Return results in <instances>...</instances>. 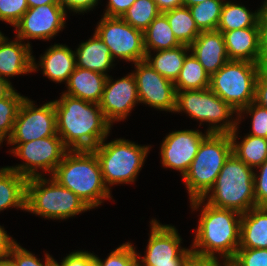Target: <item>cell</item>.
Masks as SVG:
<instances>
[{"label":"cell","instance_id":"cell-1","mask_svg":"<svg viewBox=\"0 0 267 266\" xmlns=\"http://www.w3.org/2000/svg\"><path fill=\"white\" fill-rule=\"evenodd\" d=\"M53 102L57 134L69 150L94 149L108 137L112 125L99 104L63 93Z\"/></svg>","mask_w":267,"mask_h":266},{"label":"cell","instance_id":"cell-2","mask_svg":"<svg viewBox=\"0 0 267 266\" xmlns=\"http://www.w3.org/2000/svg\"><path fill=\"white\" fill-rule=\"evenodd\" d=\"M190 202L193 211L203 204L191 246L193 254L218 257V253L219 257L231 260L240 245L241 214L204 203L202 198Z\"/></svg>","mask_w":267,"mask_h":266},{"label":"cell","instance_id":"cell-3","mask_svg":"<svg viewBox=\"0 0 267 266\" xmlns=\"http://www.w3.org/2000/svg\"><path fill=\"white\" fill-rule=\"evenodd\" d=\"M51 177L76 194L90 209L112 197L93 149L68 150Z\"/></svg>","mask_w":267,"mask_h":266},{"label":"cell","instance_id":"cell-4","mask_svg":"<svg viewBox=\"0 0 267 266\" xmlns=\"http://www.w3.org/2000/svg\"><path fill=\"white\" fill-rule=\"evenodd\" d=\"M202 199L214 207L234 210L240 214L256 207L254 170L232 152L213 187Z\"/></svg>","mask_w":267,"mask_h":266},{"label":"cell","instance_id":"cell-5","mask_svg":"<svg viewBox=\"0 0 267 266\" xmlns=\"http://www.w3.org/2000/svg\"><path fill=\"white\" fill-rule=\"evenodd\" d=\"M231 153L229 133H210L201 142L188 172L182 178L190 201L203 198L208 193Z\"/></svg>","mask_w":267,"mask_h":266},{"label":"cell","instance_id":"cell-6","mask_svg":"<svg viewBox=\"0 0 267 266\" xmlns=\"http://www.w3.org/2000/svg\"><path fill=\"white\" fill-rule=\"evenodd\" d=\"M90 208L54 178L31 177L26 183V210L46 219L65 220Z\"/></svg>","mask_w":267,"mask_h":266},{"label":"cell","instance_id":"cell-7","mask_svg":"<svg viewBox=\"0 0 267 266\" xmlns=\"http://www.w3.org/2000/svg\"><path fill=\"white\" fill-rule=\"evenodd\" d=\"M106 139L93 149L106 187L110 190L111 185L134 183L151 146L121 138L105 143Z\"/></svg>","mask_w":267,"mask_h":266},{"label":"cell","instance_id":"cell-8","mask_svg":"<svg viewBox=\"0 0 267 266\" xmlns=\"http://www.w3.org/2000/svg\"><path fill=\"white\" fill-rule=\"evenodd\" d=\"M260 67L249 61L229 60L210 77L209 88L238 113L255 101Z\"/></svg>","mask_w":267,"mask_h":266},{"label":"cell","instance_id":"cell-9","mask_svg":"<svg viewBox=\"0 0 267 266\" xmlns=\"http://www.w3.org/2000/svg\"><path fill=\"white\" fill-rule=\"evenodd\" d=\"M182 111L192 119L198 120L200 125L208 122L209 133H231L238 125L237 116L234 121L232 119L233 114H238L236 110L210 88L176 91L175 112Z\"/></svg>","mask_w":267,"mask_h":266},{"label":"cell","instance_id":"cell-10","mask_svg":"<svg viewBox=\"0 0 267 266\" xmlns=\"http://www.w3.org/2000/svg\"><path fill=\"white\" fill-rule=\"evenodd\" d=\"M8 144L15 146V148H11L10 152L23 160L20 165L8 167L27 179L43 176L38 169L52 175L69 150L59 136L44 137L26 143Z\"/></svg>","mask_w":267,"mask_h":266},{"label":"cell","instance_id":"cell-11","mask_svg":"<svg viewBox=\"0 0 267 266\" xmlns=\"http://www.w3.org/2000/svg\"><path fill=\"white\" fill-rule=\"evenodd\" d=\"M145 256L137 254L138 266H186L193 254L191 248L181 247V237L172 225L152 219Z\"/></svg>","mask_w":267,"mask_h":266},{"label":"cell","instance_id":"cell-12","mask_svg":"<svg viewBox=\"0 0 267 266\" xmlns=\"http://www.w3.org/2000/svg\"><path fill=\"white\" fill-rule=\"evenodd\" d=\"M95 33L108 46L112 58L129 62L146 59L143 31L125 22L121 17L103 15Z\"/></svg>","mask_w":267,"mask_h":266},{"label":"cell","instance_id":"cell-13","mask_svg":"<svg viewBox=\"0 0 267 266\" xmlns=\"http://www.w3.org/2000/svg\"><path fill=\"white\" fill-rule=\"evenodd\" d=\"M33 102L27 97L24 98L7 143H26L44 137L59 136L54 102H47L39 108Z\"/></svg>","mask_w":267,"mask_h":266},{"label":"cell","instance_id":"cell-14","mask_svg":"<svg viewBox=\"0 0 267 266\" xmlns=\"http://www.w3.org/2000/svg\"><path fill=\"white\" fill-rule=\"evenodd\" d=\"M132 72L137 83L140 103L160 111L175 112L176 90L174 82L163 77L147 61L134 63Z\"/></svg>","mask_w":267,"mask_h":266},{"label":"cell","instance_id":"cell-15","mask_svg":"<svg viewBox=\"0 0 267 266\" xmlns=\"http://www.w3.org/2000/svg\"><path fill=\"white\" fill-rule=\"evenodd\" d=\"M66 12L59 4L28 8L14 26L16 37L24 39H52L65 27Z\"/></svg>","mask_w":267,"mask_h":266},{"label":"cell","instance_id":"cell-16","mask_svg":"<svg viewBox=\"0 0 267 266\" xmlns=\"http://www.w3.org/2000/svg\"><path fill=\"white\" fill-rule=\"evenodd\" d=\"M199 130H178L169 133L161 144V164L165 168L178 170L182 178L198 153L201 142L209 135Z\"/></svg>","mask_w":267,"mask_h":266},{"label":"cell","instance_id":"cell-17","mask_svg":"<svg viewBox=\"0 0 267 266\" xmlns=\"http://www.w3.org/2000/svg\"><path fill=\"white\" fill-rule=\"evenodd\" d=\"M107 76L99 106L106 120L113 126L115 121L126 119L133 107L140 103L137 83L133 73L121 79Z\"/></svg>","mask_w":267,"mask_h":266},{"label":"cell","instance_id":"cell-18","mask_svg":"<svg viewBox=\"0 0 267 266\" xmlns=\"http://www.w3.org/2000/svg\"><path fill=\"white\" fill-rule=\"evenodd\" d=\"M189 47L210 77L229 61L223 33L218 30L200 32Z\"/></svg>","mask_w":267,"mask_h":266},{"label":"cell","instance_id":"cell-19","mask_svg":"<svg viewBox=\"0 0 267 266\" xmlns=\"http://www.w3.org/2000/svg\"><path fill=\"white\" fill-rule=\"evenodd\" d=\"M0 32V77H7L33 72V55L30 43H23L16 38L14 41Z\"/></svg>","mask_w":267,"mask_h":266},{"label":"cell","instance_id":"cell-20","mask_svg":"<svg viewBox=\"0 0 267 266\" xmlns=\"http://www.w3.org/2000/svg\"><path fill=\"white\" fill-rule=\"evenodd\" d=\"M33 72L41 68L43 75L56 83L68 82L69 76L76 69L75 52L66 45L54 44L40 57L36 64L33 56Z\"/></svg>","mask_w":267,"mask_h":266},{"label":"cell","instance_id":"cell-21","mask_svg":"<svg viewBox=\"0 0 267 266\" xmlns=\"http://www.w3.org/2000/svg\"><path fill=\"white\" fill-rule=\"evenodd\" d=\"M223 33L229 60L260 64L259 27H248Z\"/></svg>","mask_w":267,"mask_h":266},{"label":"cell","instance_id":"cell-22","mask_svg":"<svg viewBox=\"0 0 267 266\" xmlns=\"http://www.w3.org/2000/svg\"><path fill=\"white\" fill-rule=\"evenodd\" d=\"M106 79V75L76 67L69 76L67 90L63 94L99 104Z\"/></svg>","mask_w":267,"mask_h":266},{"label":"cell","instance_id":"cell-23","mask_svg":"<svg viewBox=\"0 0 267 266\" xmlns=\"http://www.w3.org/2000/svg\"><path fill=\"white\" fill-rule=\"evenodd\" d=\"M239 248L267 249V206H256L241 214Z\"/></svg>","mask_w":267,"mask_h":266},{"label":"cell","instance_id":"cell-24","mask_svg":"<svg viewBox=\"0 0 267 266\" xmlns=\"http://www.w3.org/2000/svg\"><path fill=\"white\" fill-rule=\"evenodd\" d=\"M75 52L76 67L88 69L108 76V69L114 66L108 46L94 32L92 38L82 42Z\"/></svg>","mask_w":267,"mask_h":266},{"label":"cell","instance_id":"cell-25","mask_svg":"<svg viewBox=\"0 0 267 266\" xmlns=\"http://www.w3.org/2000/svg\"><path fill=\"white\" fill-rule=\"evenodd\" d=\"M27 178L7 167L0 168V211L14 207L26 210Z\"/></svg>","mask_w":267,"mask_h":266},{"label":"cell","instance_id":"cell-26","mask_svg":"<svg viewBox=\"0 0 267 266\" xmlns=\"http://www.w3.org/2000/svg\"><path fill=\"white\" fill-rule=\"evenodd\" d=\"M238 126L229 133L232 152L250 168L255 169L267 160V138L247 134L238 142Z\"/></svg>","mask_w":267,"mask_h":266},{"label":"cell","instance_id":"cell-27","mask_svg":"<svg viewBox=\"0 0 267 266\" xmlns=\"http://www.w3.org/2000/svg\"><path fill=\"white\" fill-rule=\"evenodd\" d=\"M156 55L146 54V59L152 68L163 77L175 82L179 77L186 55L190 52V47L180 45L173 49L155 51Z\"/></svg>","mask_w":267,"mask_h":266},{"label":"cell","instance_id":"cell-28","mask_svg":"<svg viewBox=\"0 0 267 266\" xmlns=\"http://www.w3.org/2000/svg\"><path fill=\"white\" fill-rule=\"evenodd\" d=\"M144 47L146 54H151V51L173 49L181 44L174 36L167 17L160 13L143 32Z\"/></svg>","mask_w":267,"mask_h":266},{"label":"cell","instance_id":"cell-29","mask_svg":"<svg viewBox=\"0 0 267 266\" xmlns=\"http://www.w3.org/2000/svg\"><path fill=\"white\" fill-rule=\"evenodd\" d=\"M262 6L254 13L250 12L244 5L234 4L225 1L220 20L217 26L218 31H232L236 29L259 27L258 21Z\"/></svg>","mask_w":267,"mask_h":266},{"label":"cell","instance_id":"cell-30","mask_svg":"<svg viewBox=\"0 0 267 266\" xmlns=\"http://www.w3.org/2000/svg\"><path fill=\"white\" fill-rule=\"evenodd\" d=\"M163 14L167 17L171 30L181 45L190 46L200 34L188 7H176Z\"/></svg>","mask_w":267,"mask_h":266},{"label":"cell","instance_id":"cell-31","mask_svg":"<svg viewBox=\"0 0 267 266\" xmlns=\"http://www.w3.org/2000/svg\"><path fill=\"white\" fill-rule=\"evenodd\" d=\"M174 86L176 91L209 88L210 76L205 72L203 66L192 52L186 55Z\"/></svg>","mask_w":267,"mask_h":266},{"label":"cell","instance_id":"cell-32","mask_svg":"<svg viewBox=\"0 0 267 266\" xmlns=\"http://www.w3.org/2000/svg\"><path fill=\"white\" fill-rule=\"evenodd\" d=\"M224 3L223 0H206L189 7L200 32L217 30Z\"/></svg>","mask_w":267,"mask_h":266},{"label":"cell","instance_id":"cell-33","mask_svg":"<svg viewBox=\"0 0 267 266\" xmlns=\"http://www.w3.org/2000/svg\"><path fill=\"white\" fill-rule=\"evenodd\" d=\"M160 13L154 0H136L121 18L144 32Z\"/></svg>","mask_w":267,"mask_h":266},{"label":"cell","instance_id":"cell-34","mask_svg":"<svg viewBox=\"0 0 267 266\" xmlns=\"http://www.w3.org/2000/svg\"><path fill=\"white\" fill-rule=\"evenodd\" d=\"M25 96L14 89L7 97L0 100V146L12 134L15 119ZM6 138V139H5Z\"/></svg>","mask_w":267,"mask_h":266},{"label":"cell","instance_id":"cell-35","mask_svg":"<svg viewBox=\"0 0 267 266\" xmlns=\"http://www.w3.org/2000/svg\"><path fill=\"white\" fill-rule=\"evenodd\" d=\"M137 256L134 246L130 242H126L110 252L104 260L97 255H95V259L97 266H138Z\"/></svg>","mask_w":267,"mask_h":266},{"label":"cell","instance_id":"cell-36","mask_svg":"<svg viewBox=\"0 0 267 266\" xmlns=\"http://www.w3.org/2000/svg\"><path fill=\"white\" fill-rule=\"evenodd\" d=\"M242 113L251 116V132L249 135L267 138V109L251 102L237 114L238 125L242 120ZM241 118V119H240Z\"/></svg>","mask_w":267,"mask_h":266},{"label":"cell","instance_id":"cell-37","mask_svg":"<svg viewBox=\"0 0 267 266\" xmlns=\"http://www.w3.org/2000/svg\"><path fill=\"white\" fill-rule=\"evenodd\" d=\"M232 266H267V249L238 248Z\"/></svg>","mask_w":267,"mask_h":266},{"label":"cell","instance_id":"cell-38","mask_svg":"<svg viewBox=\"0 0 267 266\" xmlns=\"http://www.w3.org/2000/svg\"><path fill=\"white\" fill-rule=\"evenodd\" d=\"M28 8L27 0H0V21L14 27Z\"/></svg>","mask_w":267,"mask_h":266},{"label":"cell","instance_id":"cell-39","mask_svg":"<svg viewBox=\"0 0 267 266\" xmlns=\"http://www.w3.org/2000/svg\"><path fill=\"white\" fill-rule=\"evenodd\" d=\"M9 256L15 261L17 266H56L57 261L48 253L45 254V263L34 254L20 246L18 243L13 247Z\"/></svg>","mask_w":267,"mask_h":266},{"label":"cell","instance_id":"cell-40","mask_svg":"<svg viewBox=\"0 0 267 266\" xmlns=\"http://www.w3.org/2000/svg\"><path fill=\"white\" fill-rule=\"evenodd\" d=\"M254 171V195L256 206H267V160ZM259 172V174L257 173ZM258 175V176H257Z\"/></svg>","mask_w":267,"mask_h":266},{"label":"cell","instance_id":"cell-41","mask_svg":"<svg viewBox=\"0 0 267 266\" xmlns=\"http://www.w3.org/2000/svg\"><path fill=\"white\" fill-rule=\"evenodd\" d=\"M56 266H97L95 255L87 251H76L68 254Z\"/></svg>","mask_w":267,"mask_h":266},{"label":"cell","instance_id":"cell-42","mask_svg":"<svg viewBox=\"0 0 267 266\" xmlns=\"http://www.w3.org/2000/svg\"><path fill=\"white\" fill-rule=\"evenodd\" d=\"M254 102L267 109V64L261 65L259 69Z\"/></svg>","mask_w":267,"mask_h":266},{"label":"cell","instance_id":"cell-43","mask_svg":"<svg viewBox=\"0 0 267 266\" xmlns=\"http://www.w3.org/2000/svg\"><path fill=\"white\" fill-rule=\"evenodd\" d=\"M99 0H58V4L65 10L71 12L84 13L94 9Z\"/></svg>","mask_w":267,"mask_h":266},{"label":"cell","instance_id":"cell-44","mask_svg":"<svg viewBox=\"0 0 267 266\" xmlns=\"http://www.w3.org/2000/svg\"><path fill=\"white\" fill-rule=\"evenodd\" d=\"M136 0H108L107 8L103 13L108 17H122Z\"/></svg>","mask_w":267,"mask_h":266},{"label":"cell","instance_id":"cell-45","mask_svg":"<svg viewBox=\"0 0 267 266\" xmlns=\"http://www.w3.org/2000/svg\"><path fill=\"white\" fill-rule=\"evenodd\" d=\"M219 257H201L192 254L186 266H232L231 260L222 258L223 265L220 264Z\"/></svg>","mask_w":267,"mask_h":266},{"label":"cell","instance_id":"cell-46","mask_svg":"<svg viewBox=\"0 0 267 266\" xmlns=\"http://www.w3.org/2000/svg\"><path fill=\"white\" fill-rule=\"evenodd\" d=\"M17 242L0 225V258L8 256Z\"/></svg>","mask_w":267,"mask_h":266},{"label":"cell","instance_id":"cell-47","mask_svg":"<svg viewBox=\"0 0 267 266\" xmlns=\"http://www.w3.org/2000/svg\"><path fill=\"white\" fill-rule=\"evenodd\" d=\"M259 26V38H260V64H267V25Z\"/></svg>","mask_w":267,"mask_h":266},{"label":"cell","instance_id":"cell-48","mask_svg":"<svg viewBox=\"0 0 267 266\" xmlns=\"http://www.w3.org/2000/svg\"><path fill=\"white\" fill-rule=\"evenodd\" d=\"M161 13L183 6V0H154Z\"/></svg>","mask_w":267,"mask_h":266},{"label":"cell","instance_id":"cell-49","mask_svg":"<svg viewBox=\"0 0 267 266\" xmlns=\"http://www.w3.org/2000/svg\"><path fill=\"white\" fill-rule=\"evenodd\" d=\"M14 89L10 81L0 77V100L7 97Z\"/></svg>","mask_w":267,"mask_h":266},{"label":"cell","instance_id":"cell-50","mask_svg":"<svg viewBox=\"0 0 267 266\" xmlns=\"http://www.w3.org/2000/svg\"><path fill=\"white\" fill-rule=\"evenodd\" d=\"M29 8L38 7L47 4H58V0H27Z\"/></svg>","mask_w":267,"mask_h":266},{"label":"cell","instance_id":"cell-51","mask_svg":"<svg viewBox=\"0 0 267 266\" xmlns=\"http://www.w3.org/2000/svg\"><path fill=\"white\" fill-rule=\"evenodd\" d=\"M258 25H267V0L262 5Z\"/></svg>","mask_w":267,"mask_h":266},{"label":"cell","instance_id":"cell-52","mask_svg":"<svg viewBox=\"0 0 267 266\" xmlns=\"http://www.w3.org/2000/svg\"><path fill=\"white\" fill-rule=\"evenodd\" d=\"M0 266H17L15 261L8 255L0 258Z\"/></svg>","mask_w":267,"mask_h":266},{"label":"cell","instance_id":"cell-53","mask_svg":"<svg viewBox=\"0 0 267 266\" xmlns=\"http://www.w3.org/2000/svg\"><path fill=\"white\" fill-rule=\"evenodd\" d=\"M206 0H183V6H186V7H191V6H194V5H197L201 2H204Z\"/></svg>","mask_w":267,"mask_h":266}]
</instances>
